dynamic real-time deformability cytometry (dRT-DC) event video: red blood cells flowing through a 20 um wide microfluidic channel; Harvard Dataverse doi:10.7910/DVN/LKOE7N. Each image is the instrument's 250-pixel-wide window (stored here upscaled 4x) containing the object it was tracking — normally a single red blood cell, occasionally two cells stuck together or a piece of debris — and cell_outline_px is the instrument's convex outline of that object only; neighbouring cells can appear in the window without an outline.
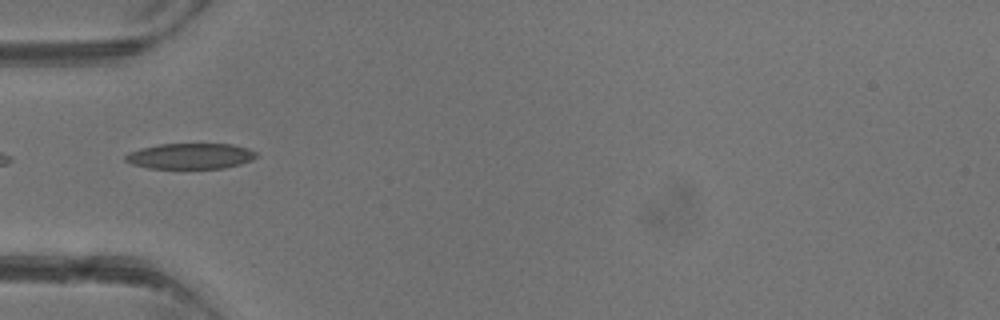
{"species": "common noctule bat (a hibernating species)", "species_latin": "Nyctalus noctula", "temperature_condition": "warm", "stored_images_in_passage": 4, "camera_frame_rate_fps": 3000, "um_per_image_px": 0.085, "animal": {"sex": "male", "body_mass_g": 13.3}, "frame": {"image": 1, "passage_image": 4, "time_ms": 3.333, "image_size_px": [1000, 320], "cell_outline_px": [[260, 156], [252, 160], [240, 164], [224, 168], [148, 168], [132, 164], [124, 160], [124, 156], [128, 152], [140, 148], [160, 144], [232, 144], [248, 148], [256, 152]], "centroid_in_image_um": [16.19, 13.26], "position_along_channel_um": 68.8, "area_um2": 19.71}}